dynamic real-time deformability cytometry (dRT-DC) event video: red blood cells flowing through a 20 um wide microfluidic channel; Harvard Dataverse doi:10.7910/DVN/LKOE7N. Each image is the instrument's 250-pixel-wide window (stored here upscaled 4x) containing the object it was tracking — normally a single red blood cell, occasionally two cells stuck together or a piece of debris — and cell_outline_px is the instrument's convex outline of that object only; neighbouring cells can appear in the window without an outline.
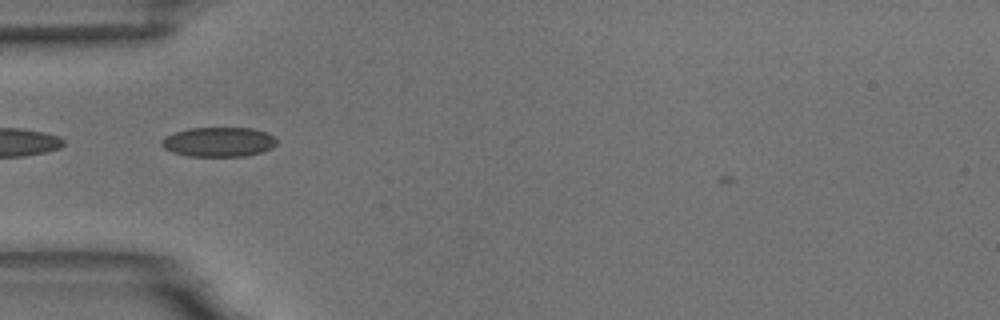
{"species": "common noctule bat (a hibernating species)", "species_latin": "Nyctalus noctula", "temperature_condition": "room temperature", "stored_images_in_passage": 7, "camera_frame_rate_fps": 3000, "um_per_image_px": 0.085, "animal": {"sex": "male", "body_mass_g": 18.8}, "frame": {"image": 1, "passage_image": 2, "time_ms": 1.333, "image_size_px": [1000, 320], "cell_outline_px": [[276, 144], [272, 148], [260, 152], [244, 156], [188, 156], [164, 148], [160, 144], [160, 140], [176, 132], [188, 128], [252, 128], [264, 132], [272, 136], [276, 140]], "centroid_in_image_um": [18.58, 12.06], "position_along_channel_um": 66.4, "area_um2": 19.54}}
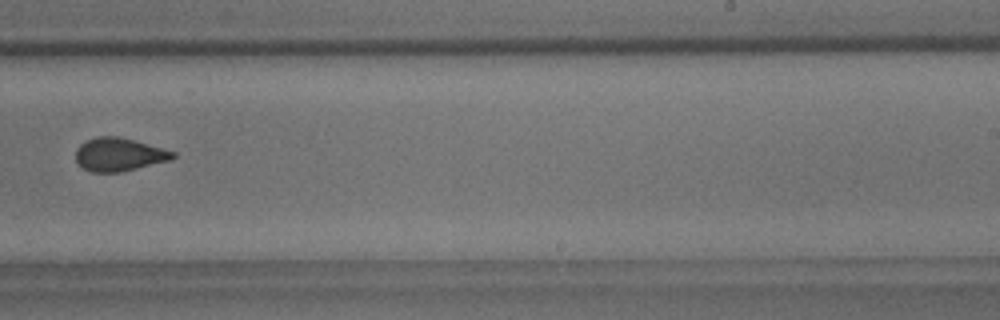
{"frame": {"image": 2, "passage_image": 7, "time_ms": 7.0, "image_size_px": [1000, 320], "cell_outline_px": [[176, 156], [172, 160], [120, 172], [92, 172], [84, 168], [76, 160], [76, 148], [80, 144], [96, 136], [116, 136], [132, 140], [176, 152]], "centroid_in_image_um": [10.12, 13.14], "position_along_channel_um": 278.9, "area_um2": 18.61}}